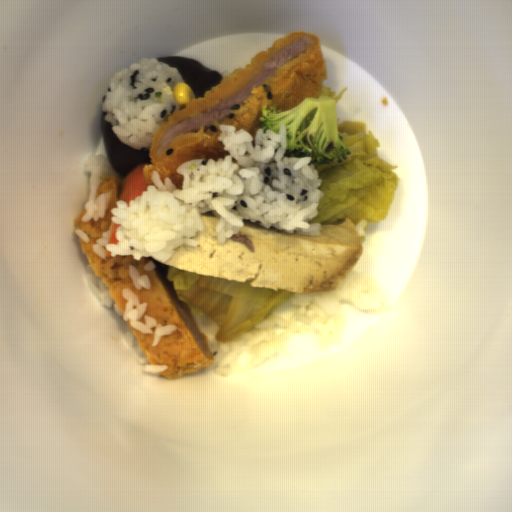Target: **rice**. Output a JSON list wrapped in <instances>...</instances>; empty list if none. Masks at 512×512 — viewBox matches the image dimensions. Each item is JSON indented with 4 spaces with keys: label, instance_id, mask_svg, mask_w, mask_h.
Segmentation results:
<instances>
[{
    "label": "rice",
    "instance_id": "obj_1",
    "mask_svg": "<svg viewBox=\"0 0 512 512\" xmlns=\"http://www.w3.org/2000/svg\"><path fill=\"white\" fill-rule=\"evenodd\" d=\"M228 155L209 160L191 158L180 163L178 187L170 176L164 180L157 170L150 173L152 185L128 202L116 200L109 229L92 243L102 259L129 257L136 262L152 257L166 264L175 249L198 247L195 237L204 230L203 214L219 219L211 235L224 245L239 233L245 220L265 230L317 237L322 225L311 222L319 216V201L325 193L316 164L310 156L286 155L287 127L279 131L257 128L253 136L245 127L218 124Z\"/></svg>",
    "mask_w": 512,
    "mask_h": 512
},
{
    "label": "rice",
    "instance_id": "obj_2",
    "mask_svg": "<svg viewBox=\"0 0 512 512\" xmlns=\"http://www.w3.org/2000/svg\"><path fill=\"white\" fill-rule=\"evenodd\" d=\"M342 304L367 313H384L386 294L377 278L352 270L332 291L300 293L229 343L215 335L221 328L200 310L191 309L193 320L208 337L214 354L210 365L217 375L232 376L243 354L250 356L248 367L256 369L275 358L291 356L288 339L298 334H314L323 351L339 345L348 322Z\"/></svg>",
    "mask_w": 512,
    "mask_h": 512
},
{
    "label": "rice",
    "instance_id": "obj_3",
    "mask_svg": "<svg viewBox=\"0 0 512 512\" xmlns=\"http://www.w3.org/2000/svg\"><path fill=\"white\" fill-rule=\"evenodd\" d=\"M177 83L186 84L177 67L144 57L109 79L102 97L103 119L123 144L137 150L150 148L154 132L167 122L168 114L186 107L174 98Z\"/></svg>",
    "mask_w": 512,
    "mask_h": 512
},
{
    "label": "rice",
    "instance_id": "obj_4",
    "mask_svg": "<svg viewBox=\"0 0 512 512\" xmlns=\"http://www.w3.org/2000/svg\"><path fill=\"white\" fill-rule=\"evenodd\" d=\"M85 278L88 289L101 306L112 307L117 315L123 317V321L129 320L130 327L135 331L146 335L154 334L151 347H156L161 342L162 336L172 335L178 330L177 324L162 325L161 322L157 323V319L146 314L147 301L140 303V298L129 288H124L121 291L123 299L127 300L122 313L117 303L111 298L109 287L102 282V277L95 276L92 266H87ZM143 317L145 323L139 321ZM153 327H155V332L151 331Z\"/></svg>",
    "mask_w": 512,
    "mask_h": 512
},
{
    "label": "rice",
    "instance_id": "obj_5",
    "mask_svg": "<svg viewBox=\"0 0 512 512\" xmlns=\"http://www.w3.org/2000/svg\"><path fill=\"white\" fill-rule=\"evenodd\" d=\"M83 168L85 173H90V176L88 198L83 207V209L86 210V213L83 214L80 219L82 223H87L89 220H91V218L98 222L100 221V218L104 219L112 197V191L103 192L102 194L98 195V186L105 177H116L115 170L111 166L106 156L95 153H91L85 159Z\"/></svg>",
    "mask_w": 512,
    "mask_h": 512
},
{
    "label": "rice",
    "instance_id": "obj_6",
    "mask_svg": "<svg viewBox=\"0 0 512 512\" xmlns=\"http://www.w3.org/2000/svg\"><path fill=\"white\" fill-rule=\"evenodd\" d=\"M128 274L139 291H141L143 288H145L146 291L150 290L151 281L149 279V275H139L136 266L133 264L128 265Z\"/></svg>",
    "mask_w": 512,
    "mask_h": 512
}]
</instances>
